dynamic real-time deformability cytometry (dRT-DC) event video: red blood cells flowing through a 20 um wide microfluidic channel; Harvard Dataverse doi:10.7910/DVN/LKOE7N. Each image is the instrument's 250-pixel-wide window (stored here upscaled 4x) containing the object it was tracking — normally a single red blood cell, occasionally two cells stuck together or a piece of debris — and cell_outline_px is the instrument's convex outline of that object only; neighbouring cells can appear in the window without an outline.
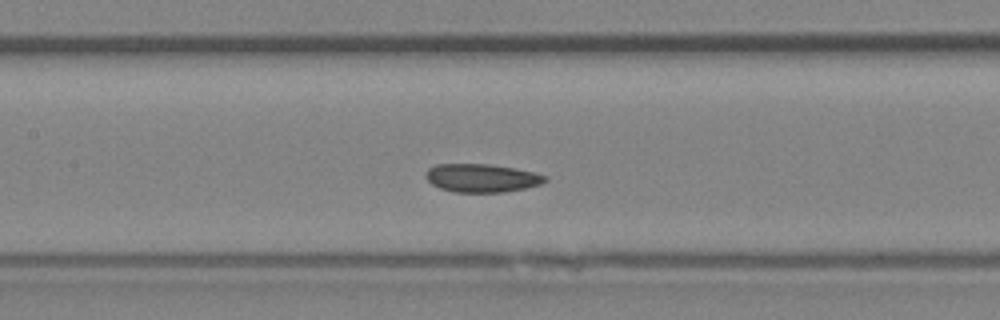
{"species": "Egyptian fruit bat (a non-hibernating species)", "species_latin": "Rousettus aegyptiacus", "temperature_condition": "room temperature", "stored_images_in_passage": 40, "camera_frame_rate_fps": 3000, "um_per_image_px": 0.085, "animal": {"sex": "female"}, "frame": {"image": 1, "passage_image": 17, "time_ms": 5.333, "image_size_px": [1000, 320], "cell_outline_px": [[548, 180], [544, 184], [504, 192], [452, 192], [440, 188], [432, 184], [424, 176], [424, 172], [428, 168], [436, 164], [492, 164], [516, 168], [548, 176]], "centroid_in_image_um": [40.95, 15.12], "position_along_channel_um": 166.5, "area_um2": 19.94}}